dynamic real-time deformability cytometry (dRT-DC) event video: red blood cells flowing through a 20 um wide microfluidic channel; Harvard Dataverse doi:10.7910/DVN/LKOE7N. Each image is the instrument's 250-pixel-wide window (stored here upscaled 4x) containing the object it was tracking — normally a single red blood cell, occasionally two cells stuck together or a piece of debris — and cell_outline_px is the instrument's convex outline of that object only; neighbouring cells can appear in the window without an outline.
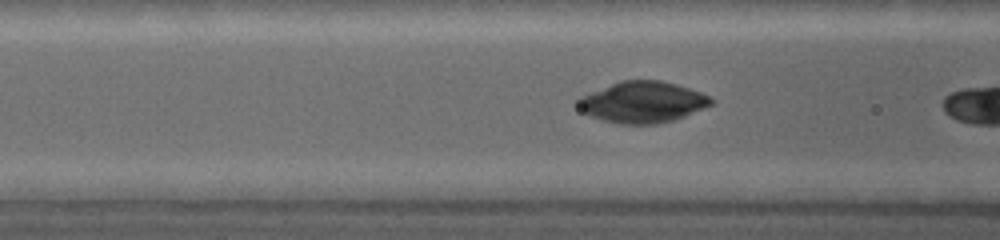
{"species": "common noctule bat (a hibernating species)", "species_latin": "Nyctalus noctula", "temperature_condition": "warm", "stored_images_in_passage": 14, "camera_frame_rate_fps": 5000, "um_per_image_px": 0.085, "animal": {"sex": "female", "body_mass_g": 19.0, "forearm_length_mm": 53.3}, "frame": {"image": 1, "passage_image": 10, "time_ms": 1.8, "image_size_px": [1000, 240], "cell_outline_px": [[712, 104], [676, 120], [656, 124], [620, 124], [600, 120], [588, 116], [580, 112], [576, 104], [576, 100], [584, 96], [612, 84], [624, 80], [660, 80], [688, 88], [708, 96], [712, 100]], "centroid_in_image_um": [54.58, 8.71], "position_along_channel_um": 112.0, "area_um2": 31.67}}